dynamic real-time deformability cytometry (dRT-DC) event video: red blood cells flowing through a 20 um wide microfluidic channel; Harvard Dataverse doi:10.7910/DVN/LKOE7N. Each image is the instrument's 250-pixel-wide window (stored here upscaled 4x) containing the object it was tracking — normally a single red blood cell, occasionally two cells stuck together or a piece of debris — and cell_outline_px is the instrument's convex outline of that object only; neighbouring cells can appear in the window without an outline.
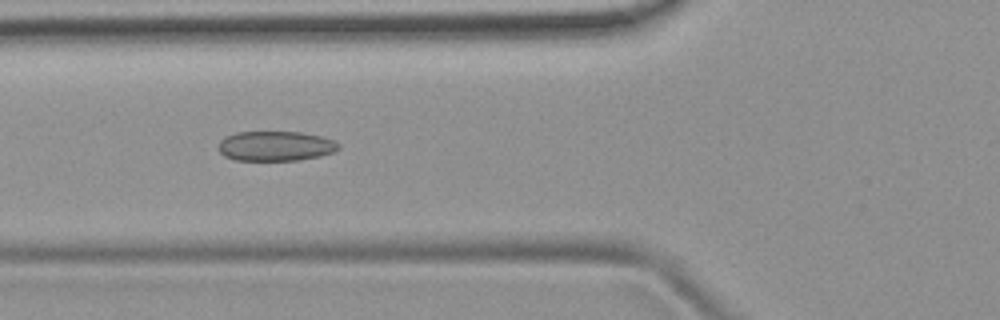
{"species": "common noctule bat (a hibernating species)", "species_latin": "Nyctalus noctula", "temperature_condition": "room temperature", "stored_images_in_passage": 12, "camera_frame_rate_fps": 3000, "um_per_image_px": 0.085, "animal": {"sex": "female", "body_mass_g": 19.9}, "frame": {"image": 1, "passage_image": 6, "time_ms": 1.667, "image_size_px": [1000, 320], "cell_outline_px": [[340, 148], [332, 152], [320, 156], [296, 160], [236, 160], [224, 156], [220, 152], [220, 140], [224, 136], [236, 132], [300, 132], [320, 136], [336, 140], [340, 144]], "centroid_in_image_um": [23.43, 12.4], "position_along_channel_um": 102.4, "area_um2": 20.87}}
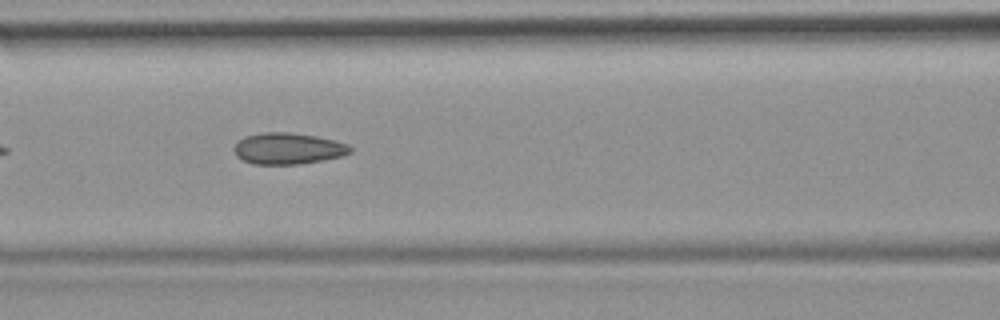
{"frame": {"image": 2, "passage_image": 9, "time_ms": 2.667, "image_size_px": [1000, 320], "cell_outline_px": [[352, 152], [340, 156], [320, 160], [296, 164], [252, 164], [236, 156], [232, 148], [244, 136], [264, 132], [288, 132], [316, 136], [336, 140], [348, 144], [352, 148]], "centroid_in_image_um": [24.47, 12.61], "position_along_channel_um": 142.1, "area_um2": 21.15}}